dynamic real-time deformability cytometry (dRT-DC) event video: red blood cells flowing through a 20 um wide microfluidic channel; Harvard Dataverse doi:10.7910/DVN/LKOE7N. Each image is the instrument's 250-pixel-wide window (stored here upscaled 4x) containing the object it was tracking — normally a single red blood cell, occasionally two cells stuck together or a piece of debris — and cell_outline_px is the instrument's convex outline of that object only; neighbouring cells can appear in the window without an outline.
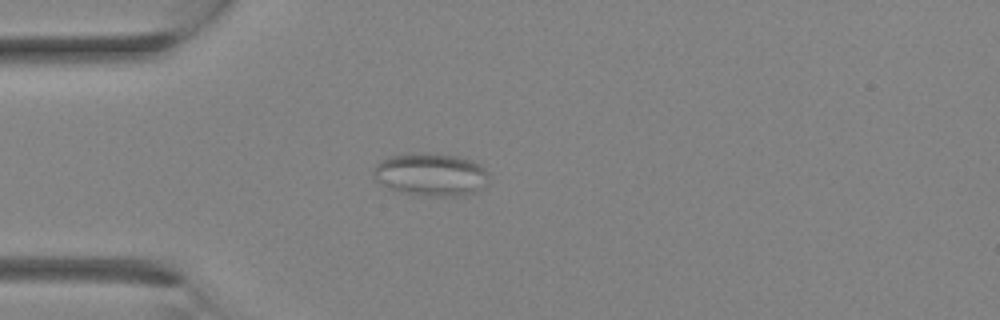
{"species": "Egyptian fruit bat (a non-hibernating species)", "species_latin": "Rousettus aegyptiacus", "temperature_condition": "room temperature", "stored_images_in_passage": 1, "camera_frame_rate_fps": 3000, "um_per_image_px": 0.085, "animal": {"sex": "female"}, "frame": {"image": 1, "passage_image": 1, "time_ms": 0.0, "image_size_px": [1000, 320], "cell_outline_px": [[488, 184], [484, 188], [476, 192], [464, 196], [420, 196], [388, 188], [376, 180], [372, 176], [372, 172], [376, 164], [388, 156], [420, 152], [456, 156], [472, 160], [480, 164], [488, 172]], "centroid_in_image_um": [36.65, 14.84], "position_along_channel_um": 48.4, "area_um2": 29.25}}